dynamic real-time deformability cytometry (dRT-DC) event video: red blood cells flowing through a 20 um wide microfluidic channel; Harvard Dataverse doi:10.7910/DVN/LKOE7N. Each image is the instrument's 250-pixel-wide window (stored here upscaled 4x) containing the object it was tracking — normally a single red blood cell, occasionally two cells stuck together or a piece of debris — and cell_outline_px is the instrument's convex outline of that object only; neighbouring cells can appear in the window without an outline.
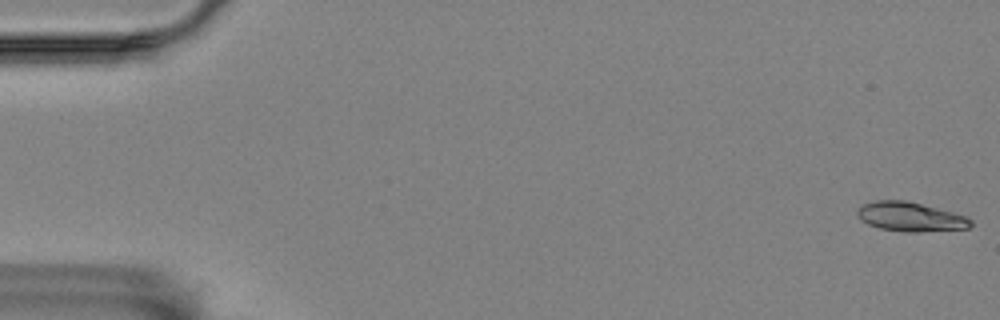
{"species": "Egyptian fruit bat (a non-hibernating species)", "species_latin": "Rousettus aegyptiacus", "temperature_condition": "room temperature", "stored_images_in_passage": 56, "camera_frame_rate_fps": 3000, "um_per_image_px": 0.085, "animal": {"sex": "female"}, "frame": {"image": 1, "passage_image": 1, "time_ms": 0.0, "image_size_px": [1000, 320], "cell_outline_px": [[972, 224], [968, 228], [916, 232], [904, 232], [880, 228], [868, 224], [860, 220], [856, 212], [856, 208], [864, 204], [876, 200], [904, 200], [968, 216], [972, 220]], "centroid_in_image_um": [77.36, 18.43], "position_along_channel_um": 7.6, "area_um2": 19.25}}
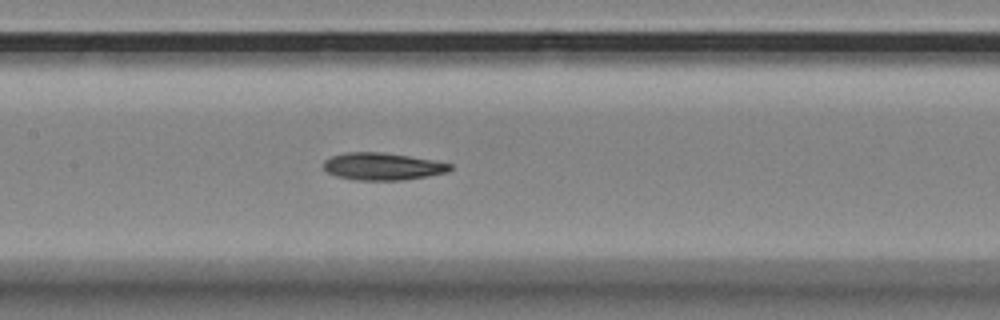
{"frame": {"image": 2, "passage_image": 27, "time_ms": 8.667, "image_size_px": [1000, 320], "cell_outline_px": [[452, 168], [448, 172], [428, 176], [404, 180], [356, 180], [336, 176], [328, 172], [324, 168], [324, 160], [332, 156], [344, 152], [380, 152], [408, 156], [432, 160], [452, 164]], "centroid_in_image_um": [32.51, 14.15], "position_along_channel_um": 174.9, "area_um2": 20.06}}
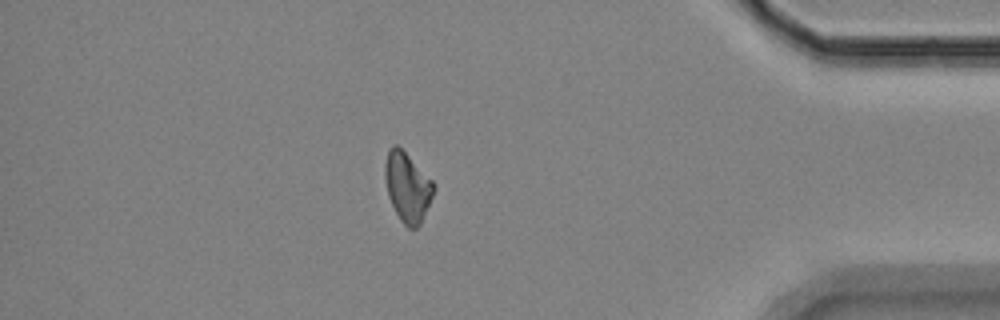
{"frame": {"image": 3, "passage_image": 49, "time_ms": 16.0, "image_size_px": [1000, 320], "cell_outline_px": [[436, 188], [420, 224], [416, 228], [408, 228], [400, 220], [388, 196], [384, 176], [384, 164], [388, 148], [392, 144], [396, 144], [432, 180]], "centroid_in_image_um": [34.61, 15.89], "position_along_channel_um": 400.6, "area_um2": 19.54}, "authors_computed_cell_mechanics": {"area_um2": 19.7098, "velocity_mm_per_s": 3.5573, "shape_relaxation_time_tau1_ms": 4.3471, "shape_relaxation_time_tau2_ms": 8.2249, "deformation_change_tau1": 0.1354, "deformation_change_tau2": 0.161}}